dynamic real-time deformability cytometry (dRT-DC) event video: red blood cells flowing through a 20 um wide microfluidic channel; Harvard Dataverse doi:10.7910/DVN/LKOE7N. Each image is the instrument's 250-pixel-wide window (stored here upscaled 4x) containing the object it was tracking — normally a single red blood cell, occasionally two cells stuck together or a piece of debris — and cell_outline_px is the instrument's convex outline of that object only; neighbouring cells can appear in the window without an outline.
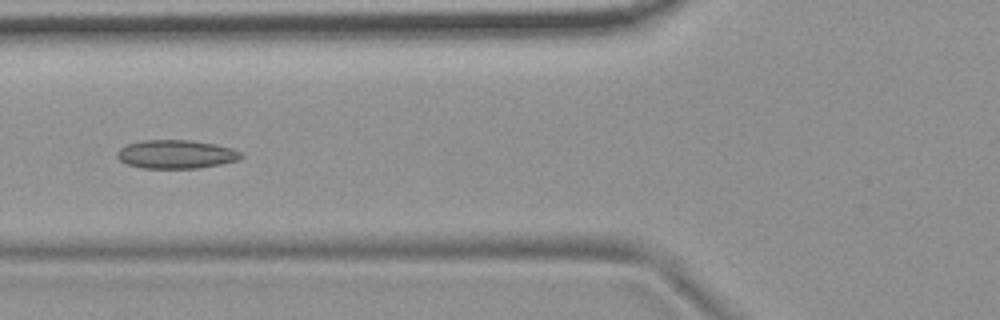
{"species": "common noctule bat (a hibernating species)", "species_latin": "Nyctalus noctula", "temperature_condition": "room temperature", "stored_images_in_passage": 8, "camera_frame_rate_fps": 3000, "um_per_image_px": 0.085, "animal": {"sex": "female", "body_mass_g": 19.9}, "frame": {"image": 1, "passage_image": 6, "time_ms": 1.667, "image_size_px": [1000, 320], "cell_outline_px": [[244, 156], [240, 160], [200, 168], [140, 168], [128, 164], [120, 160], [116, 156], [116, 152], [120, 148], [128, 144], [144, 140], [188, 140], [216, 144], [232, 148], [240, 152]], "centroid_in_image_um": [14.98, 13.11], "position_along_channel_um": 110.8, "area_um2": 20.69}}
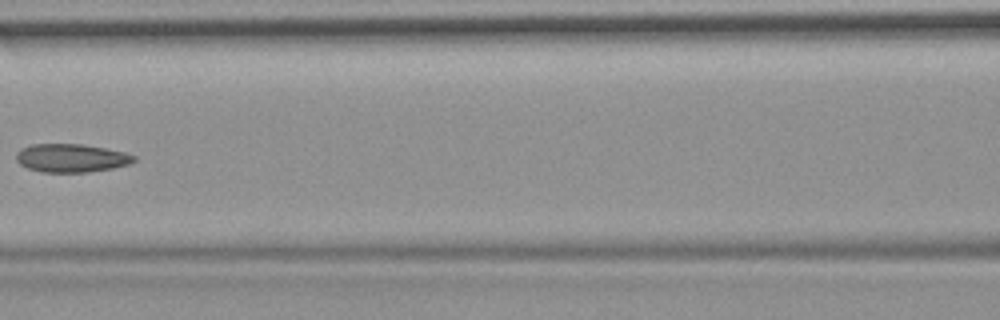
{"frame": {"image": 2, "passage_image": 7, "time_ms": 2.0, "image_size_px": [1000, 320], "cell_outline_px": [[136, 160], [128, 164], [112, 168], [88, 172], [40, 172], [28, 168], [20, 164], [16, 160], [16, 156], [24, 148], [32, 144], [80, 144], [104, 148], [124, 152], [136, 156]], "centroid_in_image_um": [6.08, 13.44], "position_along_channel_um": 160.5, "area_um2": 19.19}}